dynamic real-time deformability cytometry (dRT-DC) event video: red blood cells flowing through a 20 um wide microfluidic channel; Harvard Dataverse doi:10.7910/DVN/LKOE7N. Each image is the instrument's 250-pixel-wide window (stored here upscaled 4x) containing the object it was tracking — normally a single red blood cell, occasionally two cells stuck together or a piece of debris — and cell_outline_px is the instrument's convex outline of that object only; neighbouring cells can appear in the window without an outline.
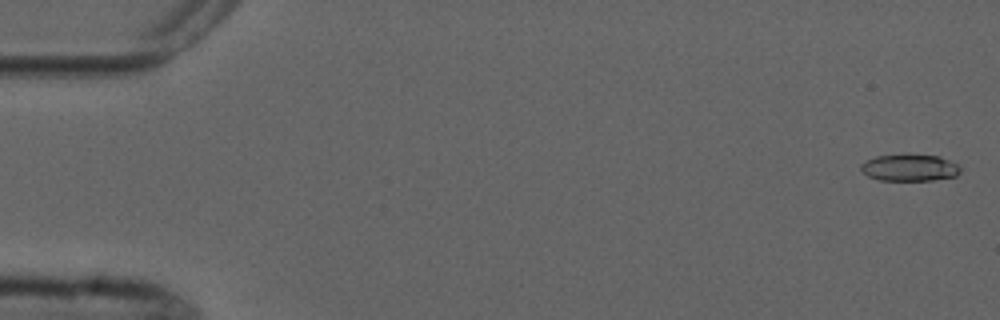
{"species": "common noctule bat (a hibernating species)", "species_latin": "Nyctalus noctula", "temperature_condition": "cold", "stored_images_in_passage": 6, "camera_frame_rate_fps": 3000, "um_per_image_px": 0.085, "animal": {"sex": "male", "forearm_length_mm": 52.5}, "frame": {"image": 1, "passage_image": 1, "time_ms": 0.0, "image_size_px": [1000, 320], "cell_outline_px": [[960, 172], [956, 176], [932, 180], [880, 180], [868, 176], [860, 168], [860, 164], [876, 156], [908, 152], [940, 156], [960, 164]], "centroid_in_image_um": [77.35, 14.21], "position_along_channel_um": 7.6, "area_um2": 16.07}}
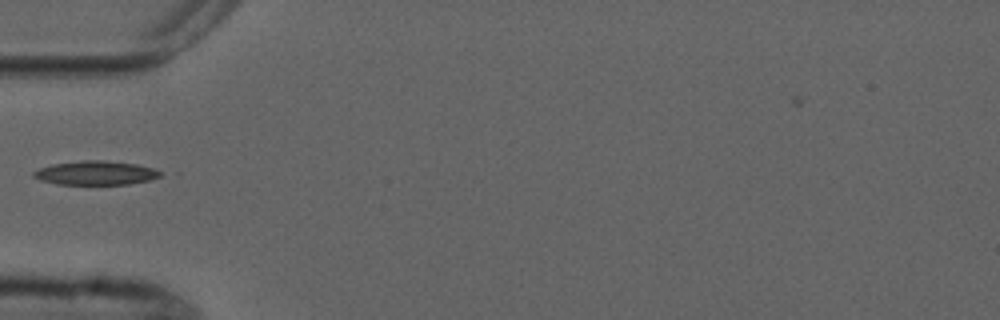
{"frame": {"image": 2, "passage_image": 5, "time_ms": 5.667, "image_size_px": [1000, 320], "cell_outline_px": [[160, 176], [148, 180], [128, 184], [56, 184], [40, 180], [32, 176], [32, 172], [40, 168], [52, 164], [80, 160], [104, 160], [136, 164], [152, 168], [160, 172]], "centroid_in_image_um": [8.07, 14.69], "position_along_channel_um": 76.9, "area_um2": 17.57}}
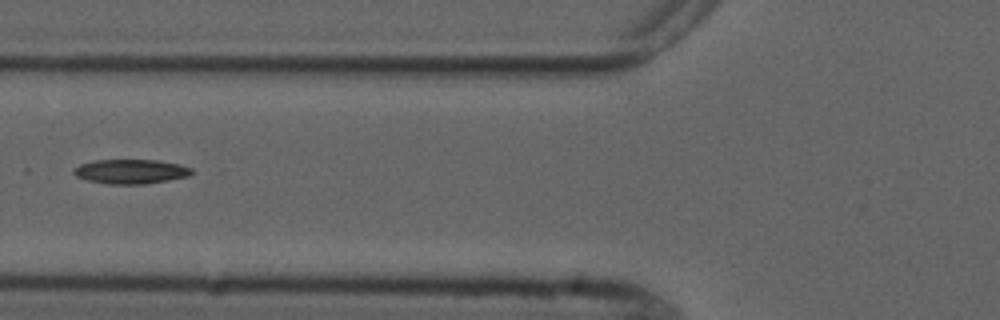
{"frame": {"image": 3, "passage_image": 6, "time_ms": 6.667, "image_size_px": [1000, 320], "cell_outline_px": [[196, 172], [188, 176], [168, 180], [144, 184], [108, 184], [88, 180], [76, 176], [72, 172], [80, 164], [92, 160], [160, 160], [180, 164], [192, 168]], "centroid_in_image_um": [11.16, 14.57], "position_along_channel_um": 114.6, "area_um2": 16.88}}